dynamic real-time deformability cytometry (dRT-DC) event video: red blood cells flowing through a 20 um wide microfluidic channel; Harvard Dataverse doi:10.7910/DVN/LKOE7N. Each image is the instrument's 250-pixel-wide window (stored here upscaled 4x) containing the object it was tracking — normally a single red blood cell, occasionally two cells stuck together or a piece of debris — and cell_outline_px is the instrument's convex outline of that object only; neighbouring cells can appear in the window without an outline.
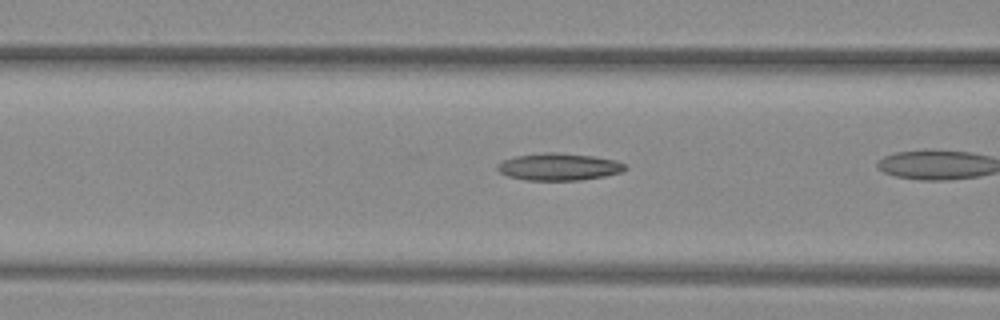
{"species": "common noctule bat (a hibernating species)", "species_latin": "Nyctalus noctula", "temperature_condition": "warm", "stored_images_in_passage": 34, "camera_frame_rate_fps": 3000, "um_per_image_px": 0.085, "animal": {"sex": "female", "body_mass_g": 29.2, "forearm_length_mm": 56.3}, "frame": {"image": 1, "passage_image": 20, "time_ms": 6.333, "image_size_px": [1000, 320], "cell_outline_px": [[628, 168], [620, 172], [604, 176], [580, 180], [524, 180], [508, 176], [500, 172], [496, 168], [496, 164], [504, 160], [516, 156], [544, 152], [556, 152], [592, 156], [616, 160], [624, 164]], "centroid_in_image_um": [47.48, 14.18], "position_along_channel_um": 119.1, "area_um2": 20.17}}
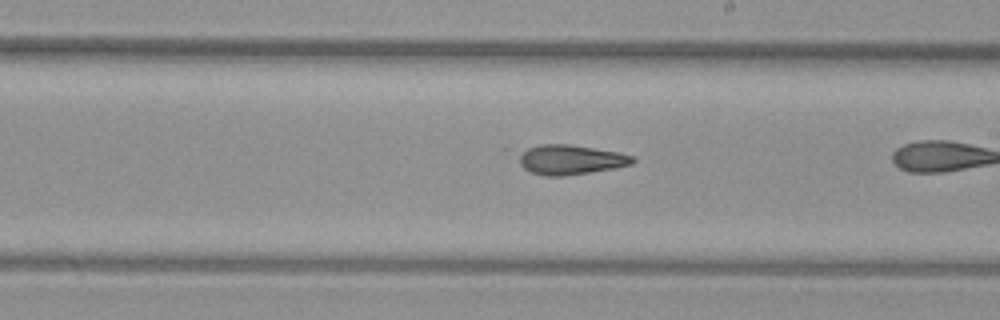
{"frame": {"image": 2, "passage_image": 29, "time_ms": 9.333, "image_size_px": [1000, 320], "cell_outline_px": [[636, 160], [632, 164], [612, 168], [564, 176], [544, 176], [532, 172], [524, 168], [520, 164], [520, 156], [528, 148], [540, 144], [568, 144], [620, 152], [636, 156]], "centroid_in_image_um": [48.55, 13.57], "position_along_channel_um": 240.5, "area_um2": 19.48}}